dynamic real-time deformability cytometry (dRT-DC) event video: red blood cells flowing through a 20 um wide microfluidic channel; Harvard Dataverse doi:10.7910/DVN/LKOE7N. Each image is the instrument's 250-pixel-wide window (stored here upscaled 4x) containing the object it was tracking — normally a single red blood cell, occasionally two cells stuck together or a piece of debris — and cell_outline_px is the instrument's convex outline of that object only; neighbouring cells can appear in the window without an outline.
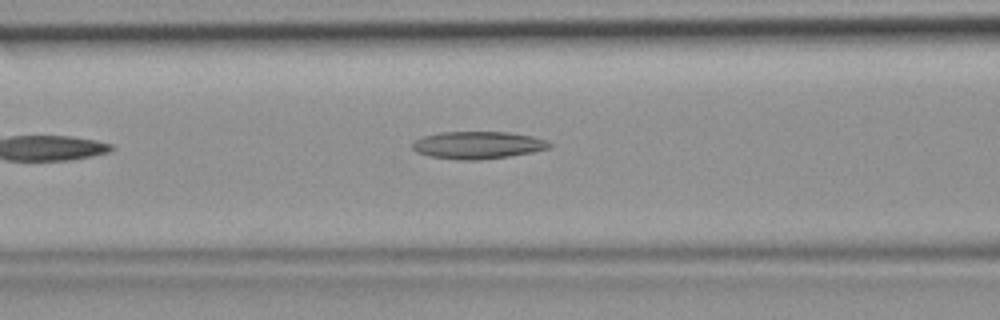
{"species": "common noctule bat (a hibernating species)", "species_latin": "Nyctalus noctula", "temperature_condition": "room temperature", "stored_images_in_passage": 35, "camera_frame_rate_fps": 3000, "um_per_image_px": 0.085, "animal": {"sex": "female", "body_mass_g": 19.9}, "frame": {"image": 1, "passage_image": 9, "time_ms": 2.667, "image_size_px": [1000, 320], "cell_outline_px": [[552, 144], [548, 148], [532, 152], [508, 156], [476, 160], [460, 160], [428, 156], [416, 152], [412, 148], [412, 144], [416, 140], [424, 136], [440, 132], [508, 132], [532, 136], [544, 140]], "centroid_in_image_um": [40.57, 12.33], "position_along_channel_um": 126.0, "area_um2": 21.68}}
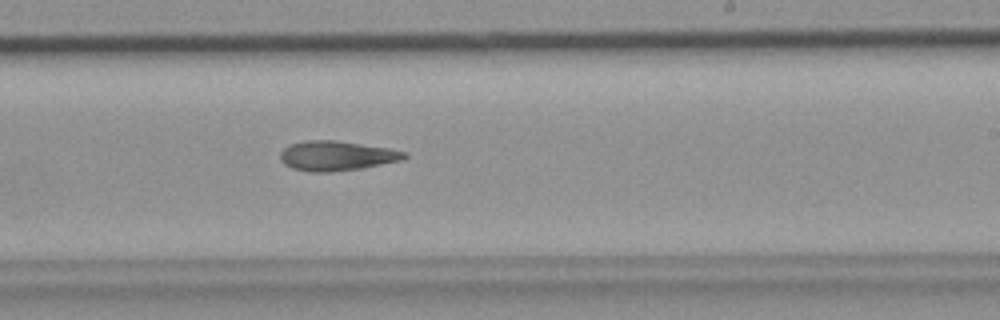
{"frame": {"image": 2, "passage_image": 18, "time_ms": 5.667, "image_size_px": [1000, 320], "cell_outline_px": [[408, 156], [404, 160], [360, 168], [332, 172], [312, 172], [292, 168], [284, 164], [280, 160], [280, 152], [288, 144], [304, 140], [336, 140], [388, 148], [408, 152]], "centroid_in_image_um": [28.6, 13.23], "position_along_channel_um": 260.4, "area_um2": 21.68}}
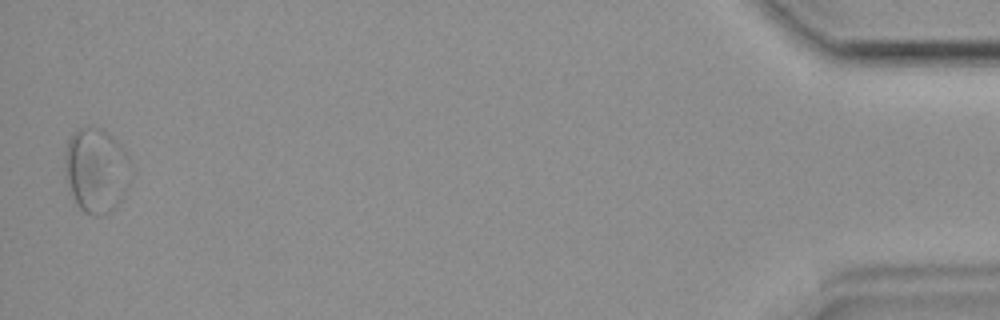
{"frame": {"image": 3, "passage_image": 35, "time_ms": 11.333, "image_size_px": [1000, 320], "cell_outline_px": [[128, 164], [120, 200], [108, 212], [100, 216], [96, 216], [84, 212], [80, 208], [64, 176], [64, 156], [68, 140], [80, 128], [100, 128], [112, 136], [128, 156]], "centroid_in_image_um": [8.09, 14.45], "position_along_channel_um": 427.1, "area_um2": 31.1}}